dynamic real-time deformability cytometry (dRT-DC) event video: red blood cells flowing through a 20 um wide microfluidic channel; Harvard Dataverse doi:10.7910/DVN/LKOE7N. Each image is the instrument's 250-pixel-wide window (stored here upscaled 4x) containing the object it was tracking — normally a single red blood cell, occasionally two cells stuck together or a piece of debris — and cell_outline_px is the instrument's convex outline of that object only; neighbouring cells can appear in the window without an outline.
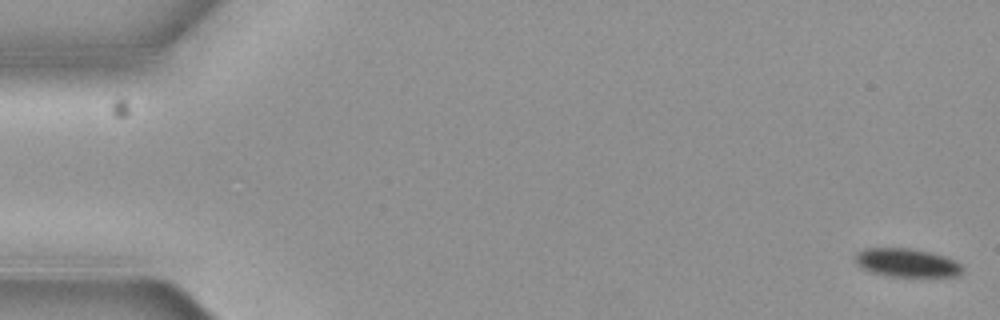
{"species": "common noctule bat (a hibernating species)", "species_latin": "Nyctalus noctula", "temperature_condition": "cold", "stored_images_in_passage": 4, "camera_frame_rate_fps": 3000, "um_per_image_px": 0.085, "animal": {"sex": "female", "body_mass_g": 19.3, "forearm_length_mm": 54.1}, "frame": {"image": 1, "passage_image": 1, "time_ms": 0.0, "image_size_px": [1000, 320], "cell_outline_px": [[964, 272], [956, 276], [888, 276], [868, 272], [860, 268], [856, 264], [856, 252], [864, 248], [908, 248], [928, 252], [944, 256], [956, 260], [964, 268]], "centroid_in_image_um": [77.06, 22.34], "position_along_channel_um": 7.9, "area_um2": 17.92}}